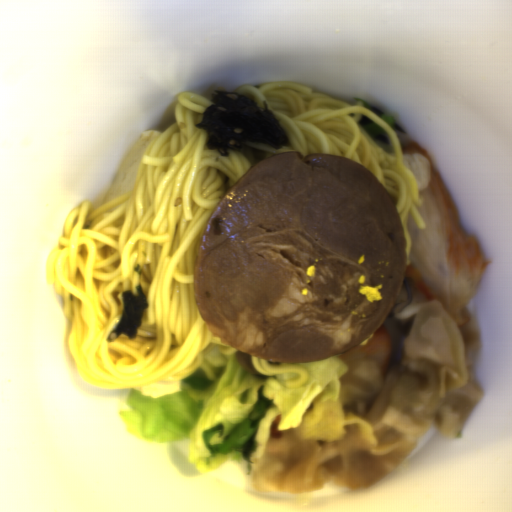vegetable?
<instances>
[{
  "label": "vegetable",
  "instance_id": "2",
  "mask_svg": "<svg viewBox=\"0 0 512 512\" xmlns=\"http://www.w3.org/2000/svg\"><path fill=\"white\" fill-rule=\"evenodd\" d=\"M383 120H385L390 126L395 123V117L391 114H385L380 116Z\"/></svg>",
  "mask_w": 512,
  "mask_h": 512
},
{
  "label": "vegetable",
  "instance_id": "1",
  "mask_svg": "<svg viewBox=\"0 0 512 512\" xmlns=\"http://www.w3.org/2000/svg\"><path fill=\"white\" fill-rule=\"evenodd\" d=\"M298 364L308 373V382L288 388L285 383L296 374H253L240 365L235 352L223 354L207 346L189 375L130 388L120 420L133 436L158 446L189 441L188 461L203 477L236 463L254 478L277 415L278 430L298 428L305 440L336 441L347 425L356 424L377 442L371 424L344 412L340 390L349 360L335 354Z\"/></svg>",
  "mask_w": 512,
  "mask_h": 512
},
{
  "label": "vegetable",
  "instance_id": "3",
  "mask_svg": "<svg viewBox=\"0 0 512 512\" xmlns=\"http://www.w3.org/2000/svg\"><path fill=\"white\" fill-rule=\"evenodd\" d=\"M358 101H363V106H365L366 108H368L370 110V108H371L370 103H368V102L364 101L363 99L357 97L356 102H358Z\"/></svg>",
  "mask_w": 512,
  "mask_h": 512
}]
</instances>
